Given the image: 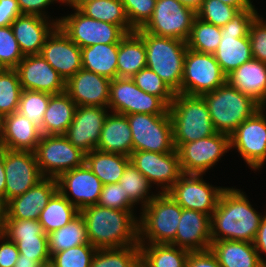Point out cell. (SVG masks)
I'll return each mask as SVG.
<instances>
[{
  "mask_svg": "<svg viewBox=\"0 0 266 267\" xmlns=\"http://www.w3.org/2000/svg\"><path fill=\"white\" fill-rule=\"evenodd\" d=\"M79 213L80 210L57 191L41 211L38 221L44 232L49 234L68 224Z\"/></svg>",
  "mask_w": 266,
  "mask_h": 267,
  "instance_id": "cell-36",
  "label": "cell"
},
{
  "mask_svg": "<svg viewBox=\"0 0 266 267\" xmlns=\"http://www.w3.org/2000/svg\"><path fill=\"white\" fill-rule=\"evenodd\" d=\"M0 232L7 238L47 236L38 220L2 219Z\"/></svg>",
  "mask_w": 266,
  "mask_h": 267,
  "instance_id": "cell-47",
  "label": "cell"
},
{
  "mask_svg": "<svg viewBox=\"0 0 266 267\" xmlns=\"http://www.w3.org/2000/svg\"><path fill=\"white\" fill-rule=\"evenodd\" d=\"M47 237L50 256L72 247L90 244L86 223L80 213L62 228L47 234Z\"/></svg>",
  "mask_w": 266,
  "mask_h": 267,
  "instance_id": "cell-37",
  "label": "cell"
},
{
  "mask_svg": "<svg viewBox=\"0 0 266 267\" xmlns=\"http://www.w3.org/2000/svg\"><path fill=\"white\" fill-rule=\"evenodd\" d=\"M130 25L142 28L151 18L156 0H122Z\"/></svg>",
  "mask_w": 266,
  "mask_h": 267,
  "instance_id": "cell-51",
  "label": "cell"
},
{
  "mask_svg": "<svg viewBox=\"0 0 266 267\" xmlns=\"http://www.w3.org/2000/svg\"><path fill=\"white\" fill-rule=\"evenodd\" d=\"M108 108L123 115H169V106L160 97L144 92L131 78L111 80Z\"/></svg>",
  "mask_w": 266,
  "mask_h": 267,
  "instance_id": "cell-10",
  "label": "cell"
},
{
  "mask_svg": "<svg viewBox=\"0 0 266 267\" xmlns=\"http://www.w3.org/2000/svg\"><path fill=\"white\" fill-rule=\"evenodd\" d=\"M224 4L234 6L240 10H244L250 7H255L251 0H219Z\"/></svg>",
  "mask_w": 266,
  "mask_h": 267,
  "instance_id": "cell-60",
  "label": "cell"
},
{
  "mask_svg": "<svg viewBox=\"0 0 266 267\" xmlns=\"http://www.w3.org/2000/svg\"><path fill=\"white\" fill-rule=\"evenodd\" d=\"M186 267H221L211 250L190 252Z\"/></svg>",
  "mask_w": 266,
  "mask_h": 267,
  "instance_id": "cell-54",
  "label": "cell"
},
{
  "mask_svg": "<svg viewBox=\"0 0 266 267\" xmlns=\"http://www.w3.org/2000/svg\"><path fill=\"white\" fill-rule=\"evenodd\" d=\"M263 217L252 207L243 191L225 187L211 215V241L253 243Z\"/></svg>",
  "mask_w": 266,
  "mask_h": 267,
  "instance_id": "cell-1",
  "label": "cell"
},
{
  "mask_svg": "<svg viewBox=\"0 0 266 267\" xmlns=\"http://www.w3.org/2000/svg\"><path fill=\"white\" fill-rule=\"evenodd\" d=\"M97 204L117 210H133L135 205L119 183L103 185Z\"/></svg>",
  "mask_w": 266,
  "mask_h": 267,
  "instance_id": "cell-50",
  "label": "cell"
},
{
  "mask_svg": "<svg viewBox=\"0 0 266 267\" xmlns=\"http://www.w3.org/2000/svg\"><path fill=\"white\" fill-rule=\"evenodd\" d=\"M239 11V8L224 4L219 0H203L196 14L199 19L206 23L223 27Z\"/></svg>",
  "mask_w": 266,
  "mask_h": 267,
  "instance_id": "cell-45",
  "label": "cell"
},
{
  "mask_svg": "<svg viewBox=\"0 0 266 267\" xmlns=\"http://www.w3.org/2000/svg\"><path fill=\"white\" fill-rule=\"evenodd\" d=\"M17 1L21 14L38 15L48 18L47 15H45V12L42 10L46 9L45 7L49 6L50 3L52 4L54 1L58 0H17ZM58 2L63 3V0H59Z\"/></svg>",
  "mask_w": 266,
  "mask_h": 267,
  "instance_id": "cell-56",
  "label": "cell"
},
{
  "mask_svg": "<svg viewBox=\"0 0 266 267\" xmlns=\"http://www.w3.org/2000/svg\"><path fill=\"white\" fill-rule=\"evenodd\" d=\"M133 164L150 182L168 192L183 174L177 150L168 153L133 151L129 156Z\"/></svg>",
  "mask_w": 266,
  "mask_h": 267,
  "instance_id": "cell-18",
  "label": "cell"
},
{
  "mask_svg": "<svg viewBox=\"0 0 266 267\" xmlns=\"http://www.w3.org/2000/svg\"><path fill=\"white\" fill-rule=\"evenodd\" d=\"M253 244L258 253H266V214L260 222Z\"/></svg>",
  "mask_w": 266,
  "mask_h": 267,
  "instance_id": "cell-57",
  "label": "cell"
},
{
  "mask_svg": "<svg viewBox=\"0 0 266 267\" xmlns=\"http://www.w3.org/2000/svg\"><path fill=\"white\" fill-rule=\"evenodd\" d=\"M61 17L58 26L80 48L96 44H119L127 34L119 25L94 20L78 9Z\"/></svg>",
  "mask_w": 266,
  "mask_h": 267,
  "instance_id": "cell-12",
  "label": "cell"
},
{
  "mask_svg": "<svg viewBox=\"0 0 266 267\" xmlns=\"http://www.w3.org/2000/svg\"><path fill=\"white\" fill-rule=\"evenodd\" d=\"M226 81L262 107L266 106V63L251 59L227 75Z\"/></svg>",
  "mask_w": 266,
  "mask_h": 267,
  "instance_id": "cell-28",
  "label": "cell"
},
{
  "mask_svg": "<svg viewBox=\"0 0 266 267\" xmlns=\"http://www.w3.org/2000/svg\"><path fill=\"white\" fill-rule=\"evenodd\" d=\"M56 180L58 191L79 210L98 203L103 184L86 163L61 174Z\"/></svg>",
  "mask_w": 266,
  "mask_h": 267,
  "instance_id": "cell-19",
  "label": "cell"
},
{
  "mask_svg": "<svg viewBox=\"0 0 266 267\" xmlns=\"http://www.w3.org/2000/svg\"><path fill=\"white\" fill-rule=\"evenodd\" d=\"M22 15L17 0H0V27L11 26Z\"/></svg>",
  "mask_w": 266,
  "mask_h": 267,
  "instance_id": "cell-55",
  "label": "cell"
},
{
  "mask_svg": "<svg viewBox=\"0 0 266 267\" xmlns=\"http://www.w3.org/2000/svg\"><path fill=\"white\" fill-rule=\"evenodd\" d=\"M35 155L42 175L55 179L85 163V153L64 135H41Z\"/></svg>",
  "mask_w": 266,
  "mask_h": 267,
  "instance_id": "cell-9",
  "label": "cell"
},
{
  "mask_svg": "<svg viewBox=\"0 0 266 267\" xmlns=\"http://www.w3.org/2000/svg\"><path fill=\"white\" fill-rule=\"evenodd\" d=\"M85 163L100 179L103 185L119 183L127 165L129 156L102 152L97 149L85 154Z\"/></svg>",
  "mask_w": 266,
  "mask_h": 267,
  "instance_id": "cell-34",
  "label": "cell"
},
{
  "mask_svg": "<svg viewBox=\"0 0 266 267\" xmlns=\"http://www.w3.org/2000/svg\"><path fill=\"white\" fill-rule=\"evenodd\" d=\"M5 170H4V148H0V202L5 205Z\"/></svg>",
  "mask_w": 266,
  "mask_h": 267,
  "instance_id": "cell-58",
  "label": "cell"
},
{
  "mask_svg": "<svg viewBox=\"0 0 266 267\" xmlns=\"http://www.w3.org/2000/svg\"><path fill=\"white\" fill-rule=\"evenodd\" d=\"M211 216L182 208L175 239L170 243L190 252L210 250Z\"/></svg>",
  "mask_w": 266,
  "mask_h": 267,
  "instance_id": "cell-25",
  "label": "cell"
},
{
  "mask_svg": "<svg viewBox=\"0 0 266 267\" xmlns=\"http://www.w3.org/2000/svg\"><path fill=\"white\" fill-rule=\"evenodd\" d=\"M147 56L143 39L134 31L127 33L119 42L117 77L132 78L146 68Z\"/></svg>",
  "mask_w": 266,
  "mask_h": 267,
  "instance_id": "cell-32",
  "label": "cell"
},
{
  "mask_svg": "<svg viewBox=\"0 0 266 267\" xmlns=\"http://www.w3.org/2000/svg\"><path fill=\"white\" fill-rule=\"evenodd\" d=\"M8 239L16 244L21 255H25L28 258H36L41 264L51 260L47 236Z\"/></svg>",
  "mask_w": 266,
  "mask_h": 267,
  "instance_id": "cell-49",
  "label": "cell"
},
{
  "mask_svg": "<svg viewBox=\"0 0 266 267\" xmlns=\"http://www.w3.org/2000/svg\"><path fill=\"white\" fill-rule=\"evenodd\" d=\"M201 96L207 104L215 131L229 136L243 121L262 108L254 99L232 87L227 81Z\"/></svg>",
  "mask_w": 266,
  "mask_h": 267,
  "instance_id": "cell-3",
  "label": "cell"
},
{
  "mask_svg": "<svg viewBox=\"0 0 266 267\" xmlns=\"http://www.w3.org/2000/svg\"><path fill=\"white\" fill-rule=\"evenodd\" d=\"M140 255L151 267H186L190 251L172 244H139Z\"/></svg>",
  "mask_w": 266,
  "mask_h": 267,
  "instance_id": "cell-38",
  "label": "cell"
},
{
  "mask_svg": "<svg viewBox=\"0 0 266 267\" xmlns=\"http://www.w3.org/2000/svg\"><path fill=\"white\" fill-rule=\"evenodd\" d=\"M262 107L243 121L230 135V148L235 147L244 161L255 171L266 161V116Z\"/></svg>",
  "mask_w": 266,
  "mask_h": 267,
  "instance_id": "cell-15",
  "label": "cell"
},
{
  "mask_svg": "<svg viewBox=\"0 0 266 267\" xmlns=\"http://www.w3.org/2000/svg\"><path fill=\"white\" fill-rule=\"evenodd\" d=\"M78 10L94 20L119 25L126 33L135 31L129 23L122 0H91Z\"/></svg>",
  "mask_w": 266,
  "mask_h": 267,
  "instance_id": "cell-35",
  "label": "cell"
},
{
  "mask_svg": "<svg viewBox=\"0 0 266 267\" xmlns=\"http://www.w3.org/2000/svg\"><path fill=\"white\" fill-rule=\"evenodd\" d=\"M97 249L91 244H82L51 256L56 267H90Z\"/></svg>",
  "mask_w": 266,
  "mask_h": 267,
  "instance_id": "cell-46",
  "label": "cell"
},
{
  "mask_svg": "<svg viewBox=\"0 0 266 267\" xmlns=\"http://www.w3.org/2000/svg\"><path fill=\"white\" fill-rule=\"evenodd\" d=\"M22 87L16 69H7L0 75V120L18 111Z\"/></svg>",
  "mask_w": 266,
  "mask_h": 267,
  "instance_id": "cell-42",
  "label": "cell"
},
{
  "mask_svg": "<svg viewBox=\"0 0 266 267\" xmlns=\"http://www.w3.org/2000/svg\"><path fill=\"white\" fill-rule=\"evenodd\" d=\"M80 214L86 223L89 243L96 249L139 244V220L133 210H117L96 204L84 207Z\"/></svg>",
  "mask_w": 266,
  "mask_h": 267,
  "instance_id": "cell-2",
  "label": "cell"
},
{
  "mask_svg": "<svg viewBox=\"0 0 266 267\" xmlns=\"http://www.w3.org/2000/svg\"><path fill=\"white\" fill-rule=\"evenodd\" d=\"M169 115L175 148L216 133L202 96L176 93L169 106Z\"/></svg>",
  "mask_w": 266,
  "mask_h": 267,
  "instance_id": "cell-4",
  "label": "cell"
},
{
  "mask_svg": "<svg viewBox=\"0 0 266 267\" xmlns=\"http://www.w3.org/2000/svg\"><path fill=\"white\" fill-rule=\"evenodd\" d=\"M91 1V0H63V3H66L72 6L74 9H78L82 4Z\"/></svg>",
  "mask_w": 266,
  "mask_h": 267,
  "instance_id": "cell-62",
  "label": "cell"
},
{
  "mask_svg": "<svg viewBox=\"0 0 266 267\" xmlns=\"http://www.w3.org/2000/svg\"><path fill=\"white\" fill-rule=\"evenodd\" d=\"M23 58L12 27H0V62L8 69H15Z\"/></svg>",
  "mask_w": 266,
  "mask_h": 267,
  "instance_id": "cell-48",
  "label": "cell"
},
{
  "mask_svg": "<svg viewBox=\"0 0 266 267\" xmlns=\"http://www.w3.org/2000/svg\"><path fill=\"white\" fill-rule=\"evenodd\" d=\"M2 218H3V205L0 202V228H1V224H2Z\"/></svg>",
  "mask_w": 266,
  "mask_h": 267,
  "instance_id": "cell-66",
  "label": "cell"
},
{
  "mask_svg": "<svg viewBox=\"0 0 266 267\" xmlns=\"http://www.w3.org/2000/svg\"><path fill=\"white\" fill-rule=\"evenodd\" d=\"M40 267H56V265L51 260H49L41 264Z\"/></svg>",
  "mask_w": 266,
  "mask_h": 267,
  "instance_id": "cell-64",
  "label": "cell"
},
{
  "mask_svg": "<svg viewBox=\"0 0 266 267\" xmlns=\"http://www.w3.org/2000/svg\"><path fill=\"white\" fill-rule=\"evenodd\" d=\"M119 184L135 204L141 202L142 209L156 196L153 193L150 195V182L131 162L127 165Z\"/></svg>",
  "mask_w": 266,
  "mask_h": 267,
  "instance_id": "cell-40",
  "label": "cell"
},
{
  "mask_svg": "<svg viewBox=\"0 0 266 267\" xmlns=\"http://www.w3.org/2000/svg\"><path fill=\"white\" fill-rule=\"evenodd\" d=\"M221 39V27L206 23L196 17L186 42L187 47L193 51L214 54Z\"/></svg>",
  "mask_w": 266,
  "mask_h": 267,
  "instance_id": "cell-39",
  "label": "cell"
},
{
  "mask_svg": "<svg viewBox=\"0 0 266 267\" xmlns=\"http://www.w3.org/2000/svg\"><path fill=\"white\" fill-rule=\"evenodd\" d=\"M230 149V136L217 132L176 148L182 172L202 175Z\"/></svg>",
  "mask_w": 266,
  "mask_h": 267,
  "instance_id": "cell-14",
  "label": "cell"
},
{
  "mask_svg": "<svg viewBox=\"0 0 266 267\" xmlns=\"http://www.w3.org/2000/svg\"><path fill=\"white\" fill-rule=\"evenodd\" d=\"M76 103L66 92L53 94L40 126L42 135H64L72 123Z\"/></svg>",
  "mask_w": 266,
  "mask_h": 267,
  "instance_id": "cell-31",
  "label": "cell"
},
{
  "mask_svg": "<svg viewBox=\"0 0 266 267\" xmlns=\"http://www.w3.org/2000/svg\"><path fill=\"white\" fill-rule=\"evenodd\" d=\"M249 39L253 59L266 63V22L259 14L250 24Z\"/></svg>",
  "mask_w": 266,
  "mask_h": 267,
  "instance_id": "cell-52",
  "label": "cell"
},
{
  "mask_svg": "<svg viewBox=\"0 0 266 267\" xmlns=\"http://www.w3.org/2000/svg\"><path fill=\"white\" fill-rule=\"evenodd\" d=\"M210 250L221 267H266V261L257 252L252 242L212 241Z\"/></svg>",
  "mask_w": 266,
  "mask_h": 267,
  "instance_id": "cell-29",
  "label": "cell"
},
{
  "mask_svg": "<svg viewBox=\"0 0 266 267\" xmlns=\"http://www.w3.org/2000/svg\"><path fill=\"white\" fill-rule=\"evenodd\" d=\"M257 15L255 7L240 10L221 27L222 39L214 57L226 76L245 62L253 59L249 27Z\"/></svg>",
  "mask_w": 266,
  "mask_h": 267,
  "instance_id": "cell-7",
  "label": "cell"
},
{
  "mask_svg": "<svg viewBox=\"0 0 266 267\" xmlns=\"http://www.w3.org/2000/svg\"><path fill=\"white\" fill-rule=\"evenodd\" d=\"M131 79L144 92L160 97L168 106L172 103L176 93L153 70L143 68Z\"/></svg>",
  "mask_w": 266,
  "mask_h": 267,
  "instance_id": "cell-44",
  "label": "cell"
},
{
  "mask_svg": "<svg viewBox=\"0 0 266 267\" xmlns=\"http://www.w3.org/2000/svg\"><path fill=\"white\" fill-rule=\"evenodd\" d=\"M140 256V245L97 249L90 267H133Z\"/></svg>",
  "mask_w": 266,
  "mask_h": 267,
  "instance_id": "cell-41",
  "label": "cell"
},
{
  "mask_svg": "<svg viewBox=\"0 0 266 267\" xmlns=\"http://www.w3.org/2000/svg\"><path fill=\"white\" fill-rule=\"evenodd\" d=\"M126 116L131 128L133 151L168 153L176 150L170 115L134 113Z\"/></svg>",
  "mask_w": 266,
  "mask_h": 267,
  "instance_id": "cell-8",
  "label": "cell"
},
{
  "mask_svg": "<svg viewBox=\"0 0 266 267\" xmlns=\"http://www.w3.org/2000/svg\"><path fill=\"white\" fill-rule=\"evenodd\" d=\"M108 107L77 106L64 136L76 148L89 153L97 148Z\"/></svg>",
  "mask_w": 266,
  "mask_h": 267,
  "instance_id": "cell-20",
  "label": "cell"
},
{
  "mask_svg": "<svg viewBox=\"0 0 266 267\" xmlns=\"http://www.w3.org/2000/svg\"><path fill=\"white\" fill-rule=\"evenodd\" d=\"M133 267H151L149 263L140 255L135 261Z\"/></svg>",
  "mask_w": 266,
  "mask_h": 267,
  "instance_id": "cell-63",
  "label": "cell"
},
{
  "mask_svg": "<svg viewBox=\"0 0 266 267\" xmlns=\"http://www.w3.org/2000/svg\"><path fill=\"white\" fill-rule=\"evenodd\" d=\"M119 44H96L81 48L82 68L98 75L117 78Z\"/></svg>",
  "mask_w": 266,
  "mask_h": 267,
  "instance_id": "cell-33",
  "label": "cell"
},
{
  "mask_svg": "<svg viewBox=\"0 0 266 267\" xmlns=\"http://www.w3.org/2000/svg\"><path fill=\"white\" fill-rule=\"evenodd\" d=\"M226 77L214 54L187 49L181 93L201 96L223 85L226 82Z\"/></svg>",
  "mask_w": 266,
  "mask_h": 267,
  "instance_id": "cell-13",
  "label": "cell"
},
{
  "mask_svg": "<svg viewBox=\"0 0 266 267\" xmlns=\"http://www.w3.org/2000/svg\"><path fill=\"white\" fill-rule=\"evenodd\" d=\"M8 68L0 62V75L3 74Z\"/></svg>",
  "mask_w": 266,
  "mask_h": 267,
  "instance_id": "cell-65",
  "label": "cell"
},
{
  "mask_svg": "<svg viewBox=\"0 0 266 267\" xmlns=\"http://www.w3.org/2000/svg\"><path fill=\"white\" fill-rule=\"evenodd\" d=\"M5 204L22 195L44 178L35 152L4 149Z\"/></svg>",
  "mask_w": 266,
  "mask_h": 267,
  "instance_id": "cell-16",
  "label": "cell"
},
{
  "mask_svg": "<svg viewBox=\"0 0 266 267\" xmlns=\"http://www.w3.org/2000/svg\"><path fill=\"white\" fill-rule=\"evenodd\" d=\"M0 267H14L19 256V250L14 242L0 232ZM6 240V241H5Z\"/></svg>",
  "mask_w": 266,
  "mask_h": 267,
  "instance_id": "cell-53",
  "label": "cell"
},
{
  "mask_svg": "<svg viewBox=\"0 0 266 267\" xmlns=\"http://www.w3.org/2000/svg\"><path fill=\"white\" fill-rule=\"evenodd\" d=\"M57 191V180L44 177L22 195L9 200L3 206L2 219L38 220L41 211Z\"/></svg>",
  "mask_w": 266,
  "mask_h": 267,
  "instance_id": "cell-22",
  "label": "cell"
},
{
  "mask_svg": "<svg viewBox=\"0 0 266 267\" xmlns=\"http://www.w3.org/2000/svg\"><path fill=\"white\" fill-rule=\"evenodd\" d=\"M196 17L193 9L178 0H156L151 18L141 29L156 36L187 41Z\"/></svg>",
  "mask_w": 266,
  "mask_h": 267,
  "instance_id": "cell-11",
  "label": "cell"
},
{
  "mask_svg": "<svg viewBox=\"0 0 266 267\" xmlns=\"http://www.w3.org/2000/svg\"><path fill=\"white\" fill-rule=\"evenodd\" d=\"M111 80L81 69L65 83V92L77 106L108 107Z\"/></svg>",
  "mask_w": 266,
  "mask_h": 267,
  "instance_id": "cell-24",
  "label": "cell"
},
{
  "mask_svg": "<svg viewBox=\"0 0 266 267\" xmlns=\"http://www.w3.org/2000/svg\"><path fill=\"white\" fill-rule=\"evenodd\" d=\"M41 135L40 128L18 111L0 120V148L35 152Z\"/></svg>",
  "mask_w": 266,
  "mask_h": 267,
  "instance_id": "cell-26",
  "label": "cell"
},
{
  "mask_svg": "<svg viewBox=\"0 0 266 267\" xmlns=\"http://www.w3.org/2000/svg\"><path fill=\"white\" fill-rule=\"evenodd\" d=\"M183 5H186L188 8L193 9L195 12H197L202 4L203 0H178Z\"/></svg>",
  "mask_w": 266,
  "mask_h": 267,
  "instance_id": "cell-61",
  "label": "cell"
},
{
  "mask_svg": "<svg viewBox=\"0 0 266 267\" xmlns=\"http://www.w3.org/2000/svg\"><path fill=\"white\" fill-rule=\"evenodd\" d=\"M51 96L46 92L22 90L18 112L40 128Z\"/></svg>",
  "mask_w": 266,
  "mask_h": 267,
  "instance_id": "cell-43",
  "label": "cell"
},
{
  "mask_svg": "<svg viewBox=\"0 0 266 267\" xmlns=\"http://www.w3.org/2000/svg\"><path fill=\"white\" fill-rule=\"evenodd\" d=\"M38 15H19L11 24L23 56L39 55L46 38L58 26L59 19L49 20Z\"/></svg>",
  "mask_w": 266,
  "mask_h": 267,
  "instance_id": "cell-27",
  "label": "cell"
},
{
  "mask_svg": "<svg viewBox=\"0 0 266 267\" xmlns=\"http://www.w3.org/2000/svg\"><path fill=\"white\" fill-rule=\"evenodd\" d=\"M224 189L225 187H213L206 183L202 174L183 173L167 193L182 208L211 216Z\"/></svg>",
  "mask_w": 266,
  "mask_h": 267,
  "instance_id": "cell-17",
  "label": "cell"
},
{
  "mask_svg": "<svg viewBox=\"0 0 266 267\" xmlns=\"http://www.w3.org/2000/svg\"><path fill=\"white\" fill-rule=\"evenodd\" d=\"M97 150L130 156L133 152L132 133L126 115L108 114L100 134Z\"/></svg>",
  "mask_w": 266,
  "mask_h": 267,
  "instance_id": "cell-30",
  "label": "cell"
},
{
  "mask_svg": "<svg viewBox=\"0 0 266 267\" xmlns=\"http://www.w3.org/2000/svg\"><path fill=\"white\" fill-rule=\"evenodd\" d=\"M135 32L143 39L146 49V67L157 73L175 92L181 93L187 42L169 37L156 36L141 28Z\"/></svg>",
  "mask_w": 266,
  "mask_h": 267,
  "instance_id": "cell-5",
  "label": "cell"
},
{
  "mask_svg": "<svg viewBox=\"0 0 266 267\" xmlns=\"http://www.w3.org/2000/svg\"><path fill=\"white\" fill-rule=\"evenodd\" d=\"M22 90L58 94L65 92V80L40 55H28L15 68Z\"/></svg>",
  "mask_w": 266,
  "mask_h": 267,
  "instance_id": "cell-23",
  "label": "cell"
},
{
  "mask_svg": "<svg viewBox=\"0 0 266 267\" xmlns=\"http://www.w3.org/2000/svg\"><path fill=\"white\" fill-rule=\"evenodd\" d=\"M41 263L36 258H28L19 254L14 267H40Z\"/></svg>",
  "mask_w": 266,
  "mask_h": 267,
  "instance_id": "cell-59",
  "label": "cell"
},
{
  "mask_svg": "<svg viewBox=\"0 0 266 267\" xmlns=\"http://www.w3.org/2000/svg\"><path fill=\"white\" fill-rule=\"evenodd\" d=\"M65 82L82 69L81 48L57 26L46 38L39 54Z\"/></svg>",
  "mask_w": 266,
  "mask_h": 267,
  "instance_id": "cell-21",
  "label": "cell"
},
{
  "mask_svg": "<svg viewBox=\"0 0 266 267\" xmlns=\"http://www.w3.org/2000/svg\"><path fill=\"white\" fill-rule=\"evenodd\" d=\"M158 193L141 209L139 244H170L175 239L182 207L169 193Z\"/></svg>",
  "mask_w": 266,
  "mask_h": 267,
  "instance_id": "cell-6",
  "label": "cell"
}]
</instances>
